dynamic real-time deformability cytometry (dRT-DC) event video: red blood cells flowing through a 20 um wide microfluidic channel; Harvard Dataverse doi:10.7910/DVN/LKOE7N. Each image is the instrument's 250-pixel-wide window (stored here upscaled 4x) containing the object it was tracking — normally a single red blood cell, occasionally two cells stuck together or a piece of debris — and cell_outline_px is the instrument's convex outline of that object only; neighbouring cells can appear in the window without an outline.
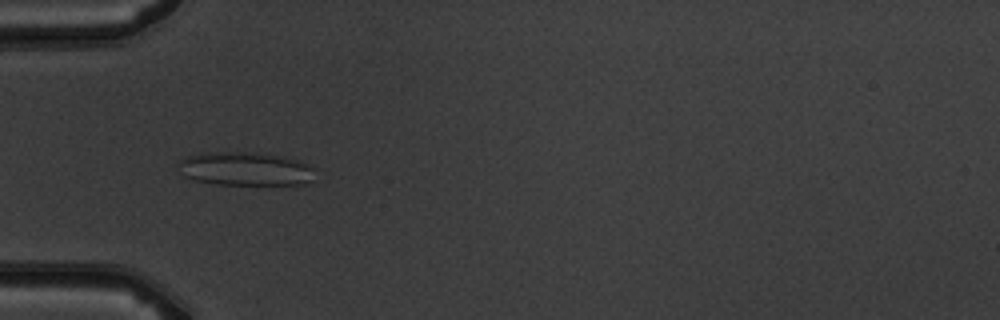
{"species": "common noctule bat (a hibernating species)", "species_latin": "Nyctalus noctula", "temperature_condition": "warm", "stored_images_in_passage": 6, "camera_frame_rate_fps": 3000, "um_per_image_px": 0.085, "animal": {"sex": "male", "body_mass_g": 19.5, "forearm_length_mm": 54.6}, "frame": {"image": 1, "passage_image": 4, "time_ms": 4.333, "image_size_px": [1000, 320], "cell_outline_px": [[312, 180], [300, 184], [216, 184], [192, 180], [184, 176], [176, 164], [180, 160], [188, 156], [200, 152], [252, 152], [284, 156], [308, 164], [312, 168]], "centroid_in_image_um": [20.77, 14.34], "position_along_channel_um": 64.2, "area_um2": 26.7}}